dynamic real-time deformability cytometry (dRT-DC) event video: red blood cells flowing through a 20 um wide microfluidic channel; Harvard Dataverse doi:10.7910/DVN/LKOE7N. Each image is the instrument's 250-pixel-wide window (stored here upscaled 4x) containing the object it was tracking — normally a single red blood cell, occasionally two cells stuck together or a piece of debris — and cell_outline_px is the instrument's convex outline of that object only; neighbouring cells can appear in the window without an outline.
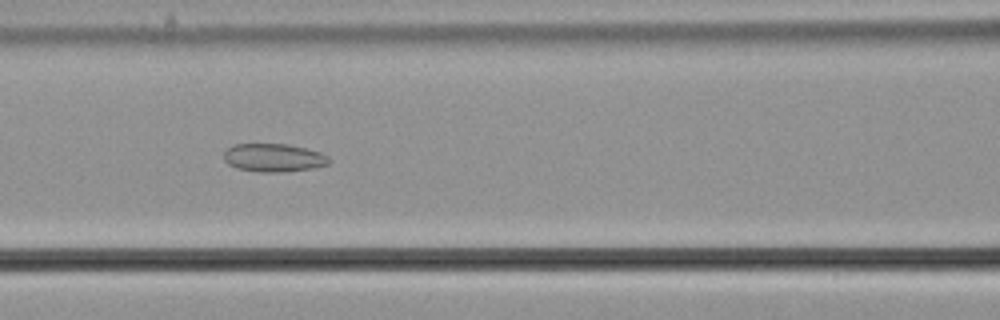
{"species": "common noctule bat (a hibernating species)", "species_latin": "Nyctalus noctula", "temperature_condition": "cold", "stored_images_in_passage": 51, "camera_frame_rate_fps": 3000, "um_per_image_px": 0.085, "animal": {"sex": "male", "body_mass_g": 21.5, "forearm_length_mm": 52.0}, "frame": {"image": 1, "passage_image": 26, "time_ms": 8.333, "image_size_px": [1000, 320], "cell_outline_px": [[332, 160], [328, 164], [316, 168], [288, 172], [256, 172], [236, 168], [228, 164], [224, 160], [224, 152], [232, 144], [288, 144], [320, 152], [328, 156]], "centroid_in_image_um": [23.27, 13.42], "position_along_channel_um": 143.3, "area_um2": 17.57}}
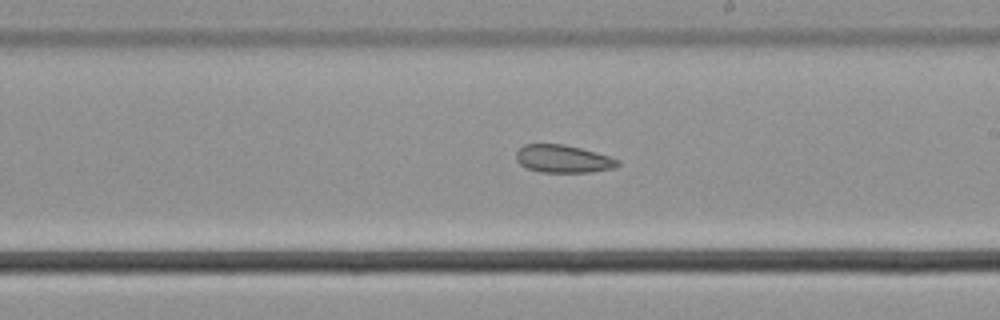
{"frame": {"image": 2, "passage_image": 34, "time_ms": 11.0, "image_size_px": [1000, 320], "cell_outline_px": [[620, 164], [612, 168], [592, 172], [540, 172], [528, 168], [520, 164], [516, 160], [516, 152], [524, 144], [564, 144], [580, 148], [608, 156], [620, 160]], "centroid_in_image_um": [47.84, 13.5], "position_along_channel_um": 241.2, "area_um2": 16.3}}
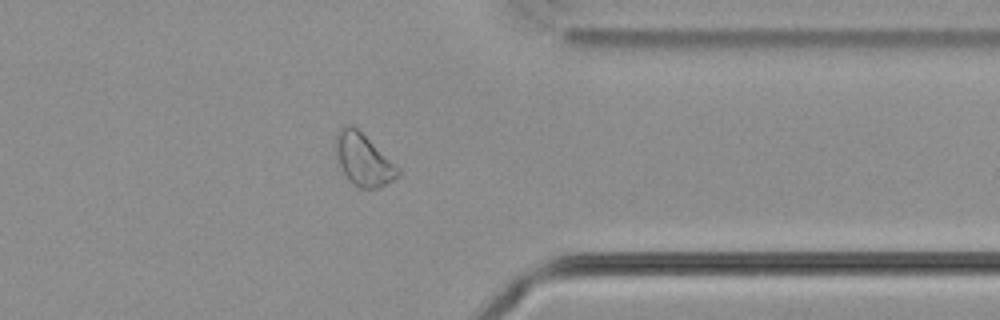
{"frame": {"image": 3, "passage_image": 46, "time_ms": 15.0, "image_size_px": [1000, 320], "cell_outline_px": [[400, 172], [392, 180], [376, 188], [356, 188], [352, 184], [344, 172], [332, 148], [336, 132], [344, 124], [352, 124], [400, 168]], "centroid_in_image_um": [30.82, 13.53], "position_along_channel_um": 380.6, "area_um2": 18.9}}